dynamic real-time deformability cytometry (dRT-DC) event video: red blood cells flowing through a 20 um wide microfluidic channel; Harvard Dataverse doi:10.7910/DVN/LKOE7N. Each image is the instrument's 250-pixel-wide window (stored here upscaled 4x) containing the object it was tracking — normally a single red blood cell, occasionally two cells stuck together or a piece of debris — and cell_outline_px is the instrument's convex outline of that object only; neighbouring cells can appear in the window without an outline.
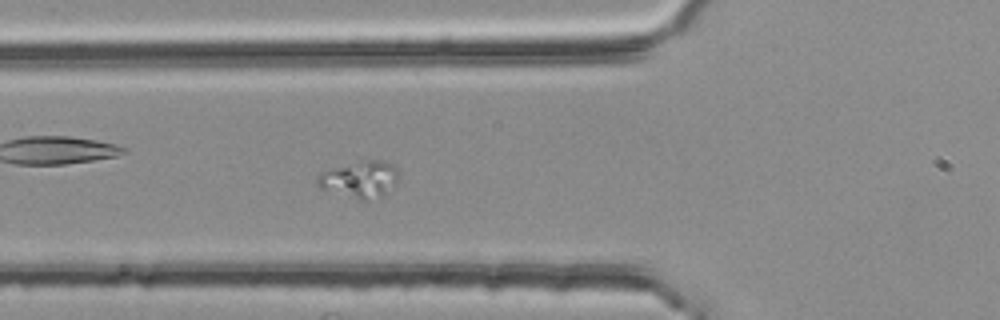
{"species": "common noctule bat (a hibernating species)", "species_latin": "Nyctalus noctula", "temperature_condition": "room temperature", "stored_images_in_passage": 40, "camera_frame_rate_fps": 3000, "um_per_image_px": 0.085, "animal": {"sex": "female", "body_mass_g": 25.1}, "frame": {"image": 1, "passage_image": 5, "time_ms": 1.333, "image_size_px": [1000, 320], "cell_outline_px": [[396, 180], [380, 196], [364, 200], [320, 188], [316, 184], [316, 176], [320, 172], [368, 160], [380, 160], [396, 164]], "centroid_in_image_um": [30.54, 15.22], "position_along_channel_um": 95.3, "area_um2": 16.47}}
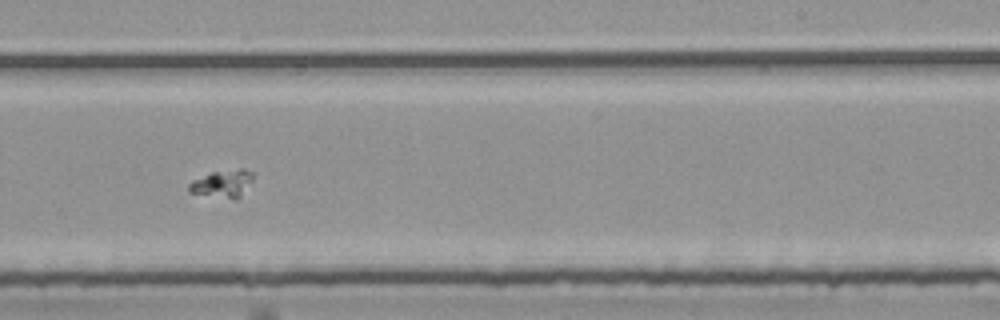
{"frame": {"image": 2, "passage_image": 19, "time_ms": 6.0, "image_size_px": [1000, 320], "cell_outline_px": [[252, 180], [240, 196], [236, 200], [232, 200], [188, 192], [188, 184], [192, 180], [212, 172], [240, 168], [244, 168], [252, 172]], "centroid_in_image_um": [18.89, 15.62], "position_along_channel_um": 270.1, "area_um2": 10.35}}
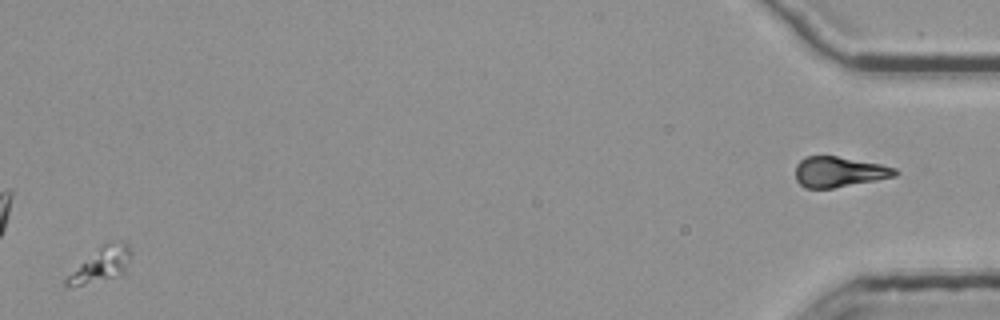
{"frame": {"image": 3, "passage_image": 39, "time_ms": 12.667, "image_size_px": [1000, 320], "cell_outline_px": [[128, 256], [124, 272], [120, 276], [72, 288], [68, 288], [64, 284], [64, 280], [80, 264], [104, 244], [124, 240], [128, 244]], "centroid_in_image_um": [8.54, 22.55], "position_along_channel_um": 426.7, "area_um2": 12.48}}